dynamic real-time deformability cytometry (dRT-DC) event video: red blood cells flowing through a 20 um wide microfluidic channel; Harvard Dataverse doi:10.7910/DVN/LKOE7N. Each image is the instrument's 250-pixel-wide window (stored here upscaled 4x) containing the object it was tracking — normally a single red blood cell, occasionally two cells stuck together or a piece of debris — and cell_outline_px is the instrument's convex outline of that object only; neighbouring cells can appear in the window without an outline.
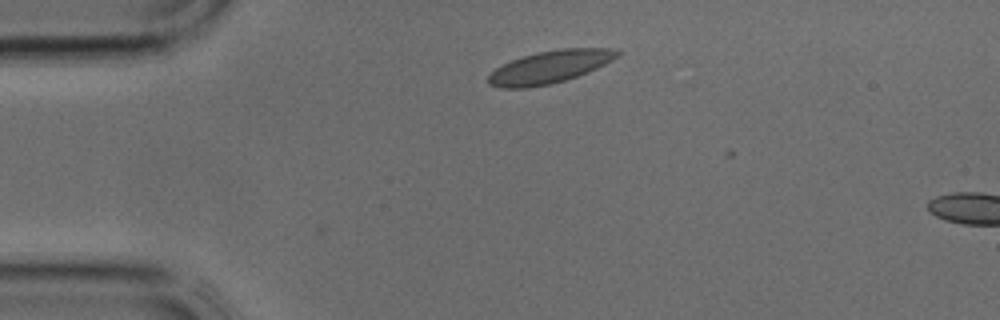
{"species": "common noctule bat (a hibernating species)", "species_latin": "Nyctalus noctula", "temperature_condition": "cold", "stored_images_in_passage": 6, "camera_frame_rate_fps": 3000, "um_per_image_px": 0.085, "animal": {"sex": "male", "body_mass_g": 17.9, "forearm_length_mm": 54.2}, "frame": {"image": 1, "passage_image": 4, "time_ms": 1.0, "image_size_px": [1000, 320], "cell_outline_px": [[624, 52], [620, 56], [588, 72], [552, 84], [528, 88], [500, 88], [488, 84], [488, 76], [496, 68], [512, 60], [536, 52], [560, 48], [612, 48]], "centroid_in_image_um": [46.76, 5.68], "position_along_channel_um": 38.2, "area_um2": 24.51}}